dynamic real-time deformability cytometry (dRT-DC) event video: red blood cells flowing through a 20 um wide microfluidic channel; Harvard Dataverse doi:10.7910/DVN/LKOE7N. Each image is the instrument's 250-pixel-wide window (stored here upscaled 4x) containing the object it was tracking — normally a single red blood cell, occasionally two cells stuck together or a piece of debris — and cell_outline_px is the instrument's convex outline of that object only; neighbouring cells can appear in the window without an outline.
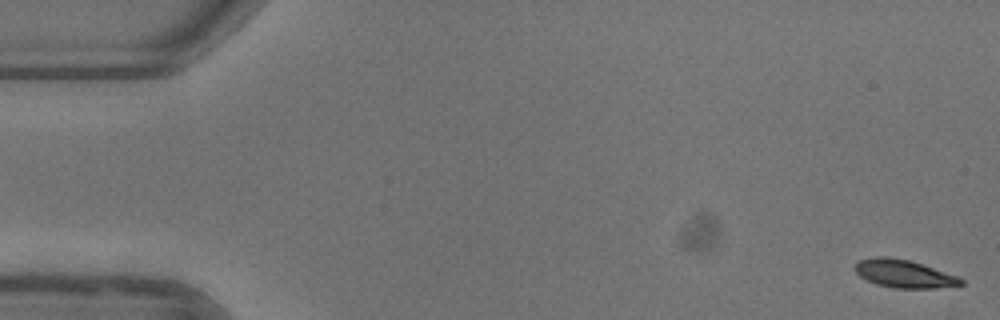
{"species": "common noctule bat (a hibernating species)", "species_latin": "Nyctalus noctula", "temperature_condition": "warm", "stored_images_in_passage": 53, "camera_frame_rate_fps": 3000, "um_per_image_px": 0.085, "animal": {"sex": "female"}, "frame": {"image": 1, "passage_image": 1, "time_ms": 0.0, "image_size_px": [1000, 320], "cell_outline_px": [[964, 284], [936, 288], [896, 288], [876, 284], [860, 276], [852, 268], [860, 260], [876, 256], [884, 256], [908, 260], [956, 276], [964, 280]], "centroid_in_image_um": [76.8, 23.27], "position_along_channel_um": 8.2, "area_um2": 16.88}}
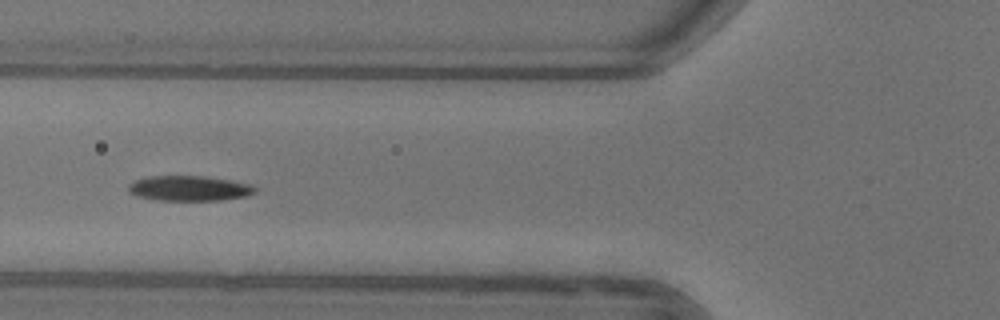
{"frame": {"image": 2, "passage_image": 20, "time_ms": 6.333, "image_size_px": [1000, 320], "cell_outline_px": [[256, 192], [244, 196], [220, 200], [156, 200], [136, 196], [128, 192], [128, 184], [132, 180], [148, 176], [204, 176], [252, 184], [256, 188]], "centroid_in_image_um": [16.02, 16.0], "position_along_channel_um": 109.8, "area_um2": 18.61}}
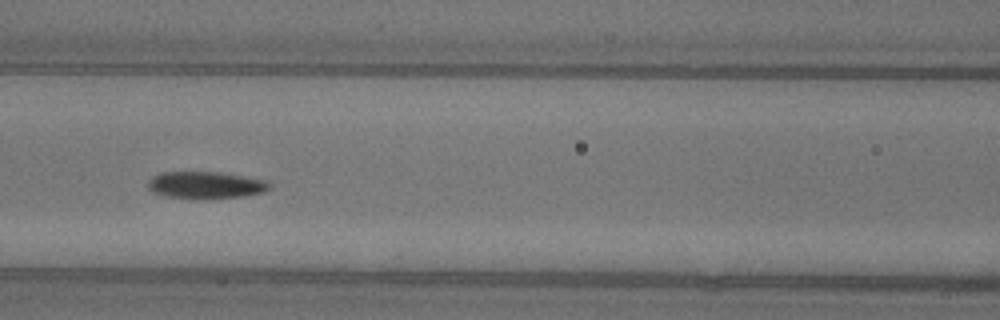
{"frame": {"image": 3, "passage_image": 23, "time_ms": 7.333, "image_size_px": [1000, 320], "cell_outline_px": [[272, 188], [264, 192], [244, 196], [200, 200], [196, 200], [168, 196], [152, 192], [148, 188], [148, 180], [152, 176], [160, 172], [220, 172], [244, 176], [264, 180], [272, 184]], "centroid_in_image_um": [17.48, 15.74], "position_along_channel_um": 149.1, "area_um2": 19.54}, "authors_computed_cell_mechanics": {"area_um2": 18.4382, "velocity_mm_per_s": 3.9174, "shape_relaxation_time_tau1_ms": 2.7065, "shape_relaxation_time_tau2_ms": 5.0799, "deformation_change_tau1": 0.1345, "deformation_change_tau2": 0.0897}}